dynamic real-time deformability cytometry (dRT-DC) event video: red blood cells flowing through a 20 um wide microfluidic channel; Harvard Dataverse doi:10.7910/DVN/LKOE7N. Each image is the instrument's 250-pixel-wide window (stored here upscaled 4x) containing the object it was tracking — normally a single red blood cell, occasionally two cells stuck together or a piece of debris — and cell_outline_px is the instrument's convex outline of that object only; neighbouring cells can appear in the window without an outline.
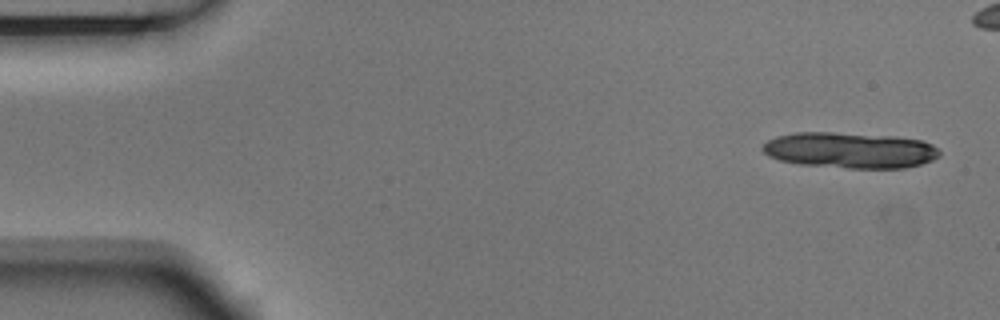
{"species": "Egyptian fruit bat (a non-hibernating species)", "species_latin": "Rousettus aegyptiacus", "temperature_condition": "room temperature", "stored_images_in_passage": 5, "segment_of_instrument_passage": [1, 2], "camera_frame_rate_fps": 3000, "um_per_image_px": 0.085, "animal": {"sex": "male"}, "frame": {"image": 1, "passage_image": 1, "time_ms": 0.0, "image_size_px": [1000, 320], "cell_outline_px": [[940, 156], [932, 160], [920, 164], [904, 168], [848, 168], [800, 164], [780, 160], [768, 156], [760, 148], [768, 140], [776, 136], [796, 132], [832, 132], [896, 136], [924, 140], [932, 144], [940, 152]], "centroid_in_image_um": [72.25, 12.76], "position_along_channel_um": 12.7, "area_um2": 37.17}}